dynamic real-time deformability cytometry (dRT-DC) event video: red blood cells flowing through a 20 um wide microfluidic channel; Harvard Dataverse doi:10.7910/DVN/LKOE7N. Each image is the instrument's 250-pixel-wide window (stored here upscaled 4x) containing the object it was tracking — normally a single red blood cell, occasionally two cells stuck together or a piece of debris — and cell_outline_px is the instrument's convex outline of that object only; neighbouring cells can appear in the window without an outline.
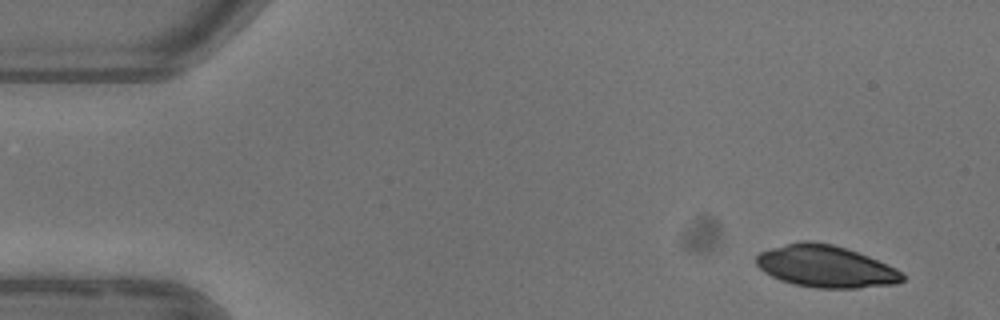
{"species": "common noctule bat (a hibernating species)", "species_latin": "Nyctalus noctula", "temperature_condition": "warm", "stored_images_in_passage": 4, "camera_frame_rate_fps": 3000, "um_per_image_px": 0.085, "animal": {"sex": "female"}, "frame": {"image": 1, "passage_image": 1, "time_ms": 0.0, "image_size_px": [1000, 320], "cell_outline_px": [[904, 280], [896, 284], [856, 288], [816, 288], [796, 284], [780, 280], [764, 272], [756, 264], [756, 256], [760, 252], [772, 248], [804, 240], [812, 240], [832, 244], [868, 256], [896, 268], [904, 276]], "centroid_in_image_um": [70.18, 22.65], "position_along_channel_um": 14.8, "area_um2": 35.49}}